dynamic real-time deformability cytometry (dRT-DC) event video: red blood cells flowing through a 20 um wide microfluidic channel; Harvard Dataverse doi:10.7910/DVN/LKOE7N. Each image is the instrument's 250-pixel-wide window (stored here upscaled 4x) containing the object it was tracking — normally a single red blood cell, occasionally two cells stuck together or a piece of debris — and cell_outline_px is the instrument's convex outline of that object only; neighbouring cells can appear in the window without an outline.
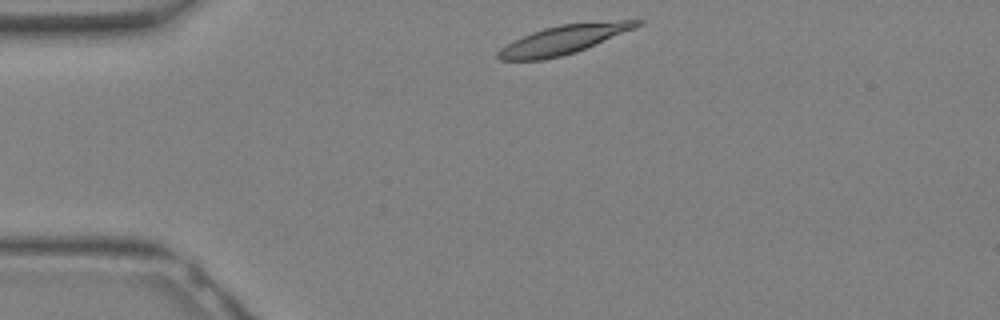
{"species": "Egyptian fruit bat (a non-hibernating species)", "species_latin": "Rousettus aegyptiacus", "temperature_condition": "warm", "stored_images_in_passage": 26, "camera_frame_rate_fps": 3000, "um_per_image_px": 0.085, "animal": {"sex": "female"}, "frame": {"image": 1, "passage_image": 1, "time_ms": 0.0, "image_size_px": [1000, 320], "cell_outline_px": [[644, 20], [640, 24], [632, 28], [576, 52], [544, 60], [500, 60], [496, 56], [496, 52], [500, 48], [532, 32], [544, 28], [560, 24], [620, 20]], "centroid_in_image_um": [47.83, 3.38], "position_along_channel_um": 37.2, "area_um2": 22.72}}
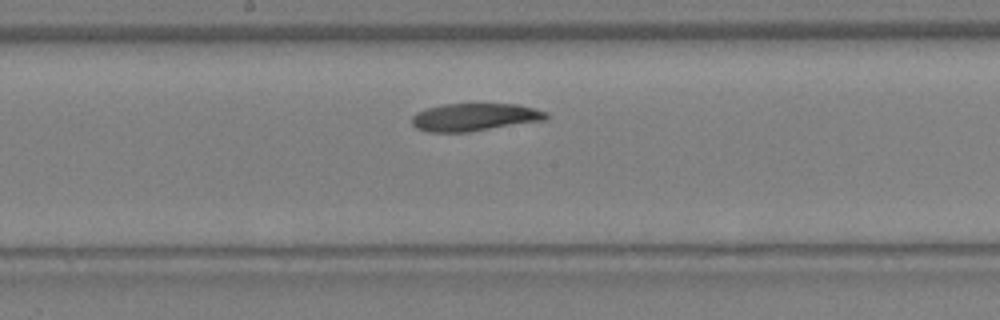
{"frame": {"image": 2, "passage_image": 11, "time_ms": 3.333, "image_size_px": [1000, 320], "cell_outline_px": [[548, 120], [468, 132], [428, 132], [416, 128], [412, 124], [412, 116], [416, 112], [428, 108], [444, 104], [520, 104], [548, 112]], "centroid_in_image_um": [40.38, 9.96], "position_along_channel_um": 207.8, "area_um2": 21.85}}
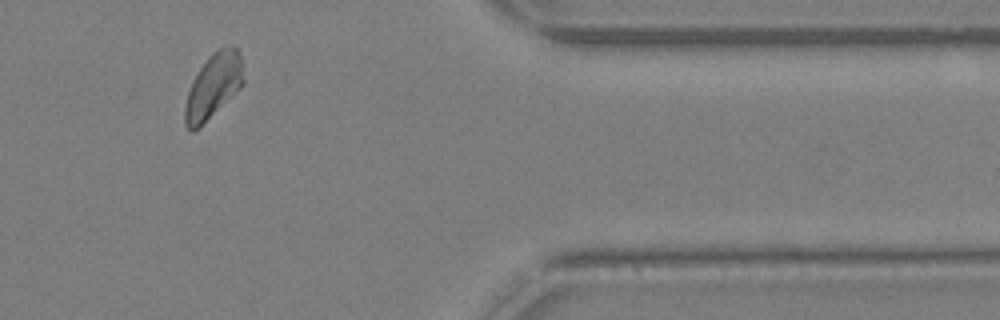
{"frame": {"image": 3, "passage_image": 21, "time_ms": 6.667, "image_size_px": [1000, 320], "cell_outline_px": [[244, 84], [200, 128], [192, 132], [184, 124], [184, 108], [188, 92], [192, 80], [208, 56], [212, 52], [220, 48], [236, 48], [240, 56], [244, 80]], "centroid_in_image_um": [18.1, 7.36], "position_along_channel_um": 393.3, "area_um2": 21.91}}